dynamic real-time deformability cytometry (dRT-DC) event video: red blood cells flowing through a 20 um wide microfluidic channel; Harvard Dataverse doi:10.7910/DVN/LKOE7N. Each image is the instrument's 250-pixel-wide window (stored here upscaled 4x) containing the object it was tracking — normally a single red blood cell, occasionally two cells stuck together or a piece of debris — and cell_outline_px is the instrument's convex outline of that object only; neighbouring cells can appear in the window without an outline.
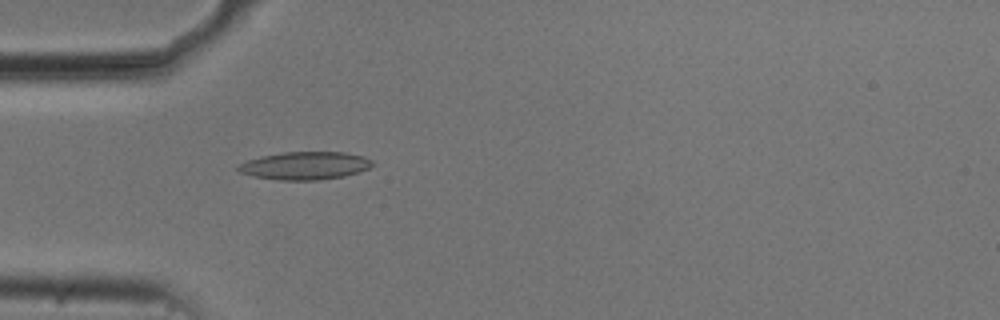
{"species": "common noctule bat (a hibernating species)", "species_latin": "Nyctalus noctula", "temperature_condition": "cold", "stored_images_in_passage": 54, "camera_frame_rate_fps": 3000, "um_per_image_px": 0.085, "animal": {"sex": "male", "body_mass_g": 20.5, "forearm_length_mm": 52.5}, "frame": {"image": 1, "passage_image": 16, "time_ms": 5.0, "image_size_px": [1000, 320], "cell_outline_px": [[372, 164], [368, 168], [344, 176], [320, 180], [280, 180], [252, 176], [240, 172], [236, 168], [240, 164], [248, 160], [260, 156], [284, 152], [344, 152], [364, 156], [372, 160]], "centroid_in_image_um": [25.91, 14.08], "position_along_channel_um": 59.1, "area_um2": 21.68}}
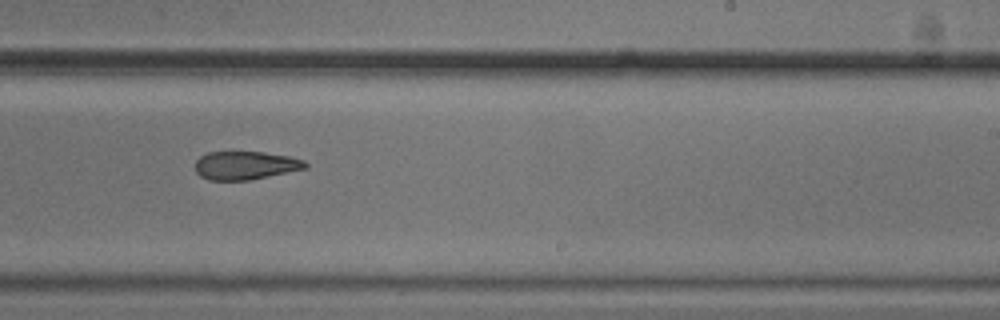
{"frame": {"image": 2, "passage_image": 33, "time_ms": 10.667, "image_size_px": [1000, 320], "cell_outline_px": [[308, 168], [248, 180], [208, 180], [200, 176], [196, 172], [196, 160], [200, 156], [208, 152], [264, 152], [288, 156], [304, 160], [308, 164]], "centroid_in_image_um": [20.86, 14.06], "position_along_channel_um": 268.1, "area_um2": 18.15}}
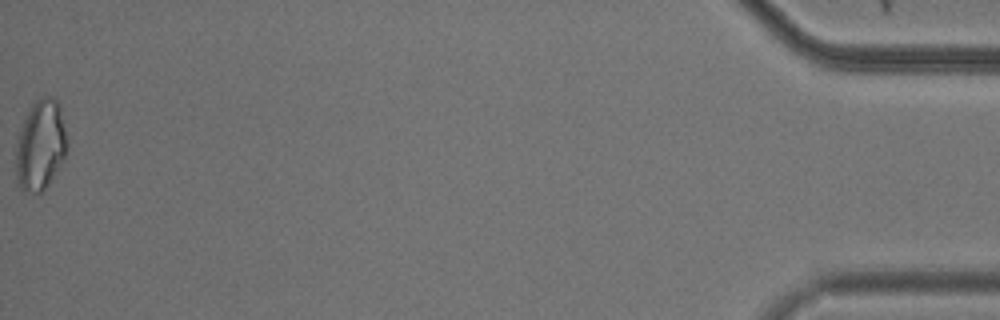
{"frame": {"image": 3, "passage_image": 54, "time_ms": 17.667, "image_size_px": [1000, 320], "cell_outline_px": [[68, 144], [64, 160], [48, 184], [40, 192], [24, 192], [20, 188], [16, 180], [16, 140], [20, 128], [32, 104], [40, 96], [52, 96], [60, 104]], "centroid_in_image_um": [3.44, 12.33], "position_along_channel_um": 431.8, "area_um2": 27.17}, "authors_computed_cell_mechanics": {"area_um2": 20.4612, "velocity_mm_per_s": 3.7433, "shape_relaxation_time_tau1_ms": null, "shape_relaxation_time_tau2_ms": 7.3694, "deformation_change_tau1": null, "deformation_change_tau2": 0.1768}}